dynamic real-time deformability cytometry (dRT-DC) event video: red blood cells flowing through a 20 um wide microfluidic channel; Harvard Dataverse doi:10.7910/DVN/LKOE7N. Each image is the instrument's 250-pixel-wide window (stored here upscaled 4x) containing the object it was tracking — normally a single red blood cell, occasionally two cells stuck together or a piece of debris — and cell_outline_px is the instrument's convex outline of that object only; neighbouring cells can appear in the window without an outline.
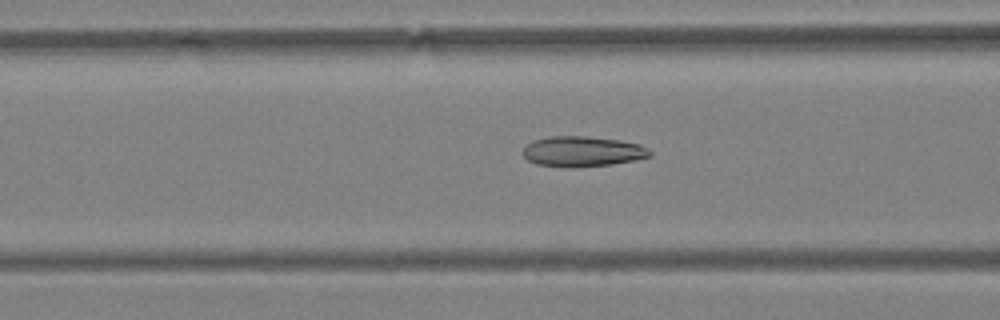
{"species": "Egyptian fruit bat (a non-hibernating species)", "species_latin": "Rousettus aegyptiacus", "temperature_condition": "warm", "stored_images_in_passage": 23, "camera_frame_rate_fps": 3000, "um_per_image_px": 0.085, "animal": {"sex": "female"}, "frame": {"image": 1, "passage_image": 5, "time_ms": 1.333, "image_size_px": [1000, 320], "cell_outline_px": [[652, 156], [612, 164], [568, 168], [536, 164], [528, 160], [520, 152], [532, 140], [552, 136], [584, 136], [620, 140], [640, 144], [648, 148], [652, 152]], "centroid_in_image_um": [49.49, 12.87], "position_along_channel_um": 117.1, "area_um2": 22.54}}
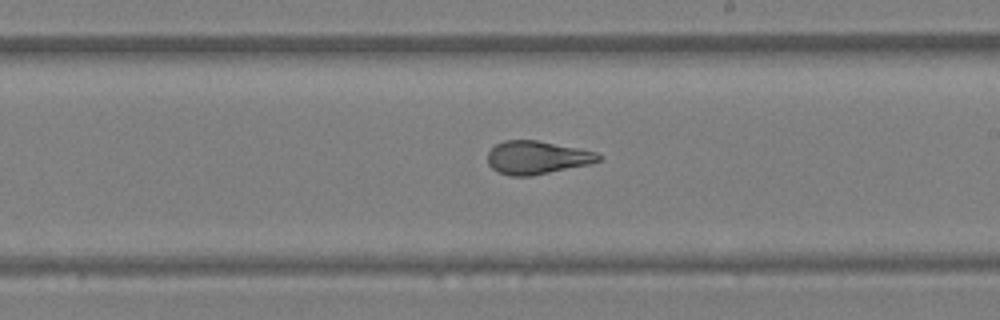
{"frame": {"image": 2, "passage_image": 15, "time_ms": 4.667, "image_size_px": [1000, 320], "cell_outline_px": [[604, 156], [600, 160], [588, 164], [532, 176], [508, 176], [492, 168], [488, 164], [488, 152], [496, 144], [504, 140], [536, 140], [596, 152]], "centroid_in_image_um": [45.62, 13.39], "position_along_channel_um": 243.4, "area_um2": 21.27}}
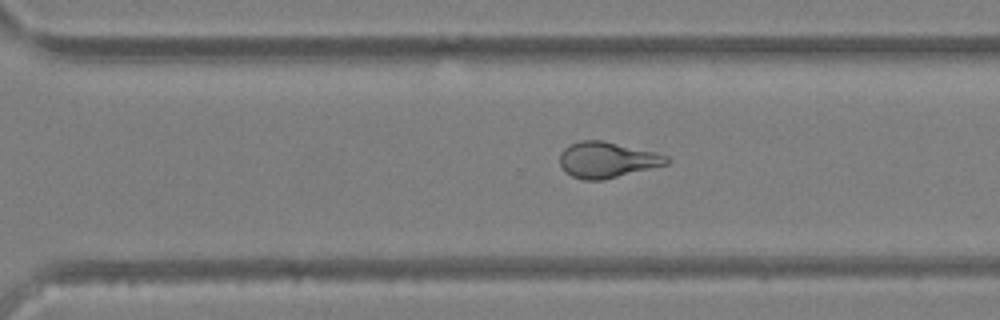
{"frame": {"image": 3, "passage_image": 21, "time_ms": 6.667, "image_size_px": [1000, 320], "cell_outline_px": [[672, 160], [668, 164], [600, 180], [584, 180], [572, 176], [564, 172], [560, 164], [560, 152], [568, 144], [580, 140], [604, 140], [656, 152], [668, 156]], "centroid_in_image_um": [51.59, 13.56], "position_along_channel_um": 319.0, "area_um2": 22.43}}